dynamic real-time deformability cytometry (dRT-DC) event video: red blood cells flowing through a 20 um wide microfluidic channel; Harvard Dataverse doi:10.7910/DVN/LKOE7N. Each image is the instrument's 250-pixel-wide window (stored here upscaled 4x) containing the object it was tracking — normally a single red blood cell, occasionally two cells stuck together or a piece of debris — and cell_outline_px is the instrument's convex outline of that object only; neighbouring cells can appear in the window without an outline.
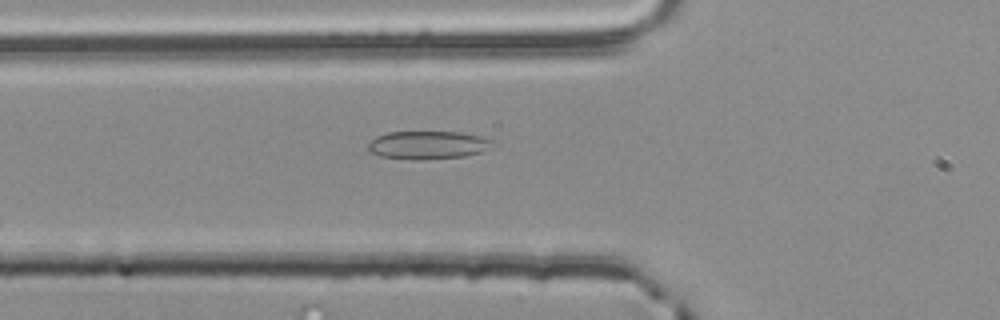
{"species": "common noctule bat (a hibernating species)", "species_latin": "Nyctalus noctula", "temperature_condition": "room temperature", "stored_images_in_passage": 36, "camera_frame_rate_fps": 3000, "um_per_image_px": 0.085, "animal": {"sex": "male", "body_mass_g": 20.4}, "frame": {"image": 1, "passage_image": 2, "time_ms": 0.333, "image_size_px": [1000, 320], "cell_outline_px": [[500, 144], [480, 152], [464, 156], [424, 160], [408, 160], [380, 156], [368, 152], [364, 148], [376, 136], [388, 132], [460, 132], [480, 136], [496, 140]], "centroid_in_image_um": [36.39, 12.34], "position_along_channel_um": 89.4, "area_um2": 20.98}}
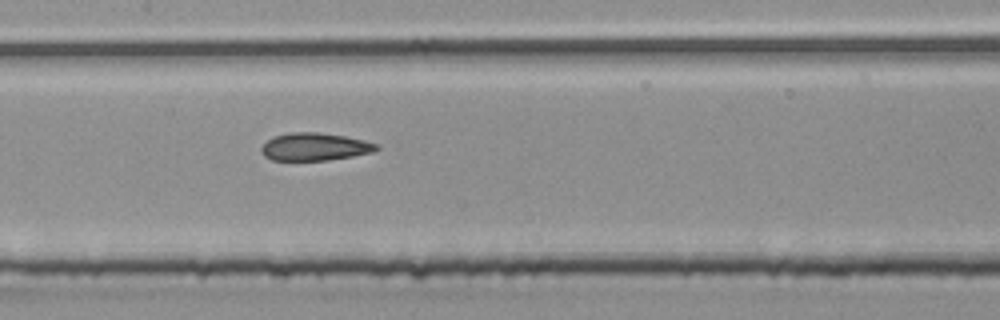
{"frame": {"image": 2, "passage_image": 9, "time_ms": 2.667, "image_size_px": [1000, 320], "cell_outline_px": [[380, 148], [372, 152], [352, 156], [328, 160], [272, 160], [264, 156], [260, 152], [260, 148], [268, 140], [276, 136], [288, 132], [316, 132], [344, 136], [364, 140], [380, 144]], "centroid_in_image_um": [26.76, 12.47], "position_along_channel_um": 180.6, "area_um2": 18.55}}
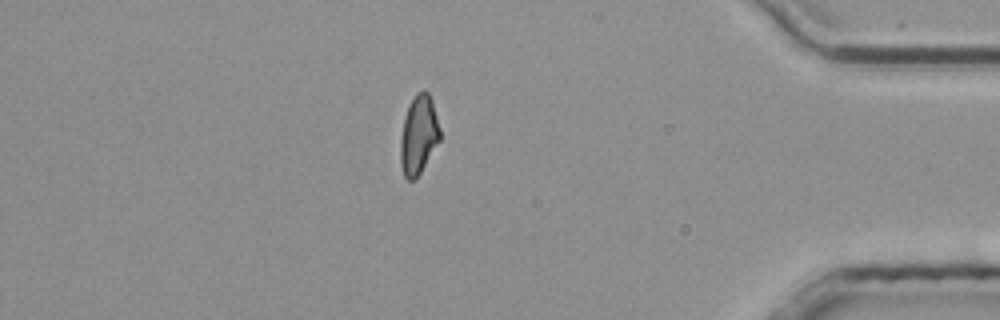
{"frame": {"image": 3, "passage_image": 29, "time_ms": 9.333, "image_size_px": [1000, 320], "cell_outline_px": [[440, 140], [420, 172], [412, 180], [408, 180], [404, 176], [400, 164], [400, 140], [404, 120], [408, 108], [416, 92], [424, 88], [428, 92], [432, 100], [440, 128]], "centroid_in_image_um": [35.58, 11.44], "position_along_channel_um": 399.6, "area_um2": 17.98}}